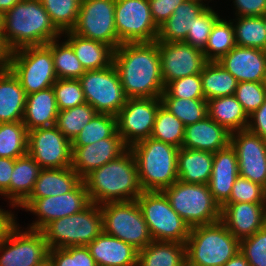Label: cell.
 Listing matches in <instances>:
<instances>
[{
    "label": "cell",
    "mask_w": 266,
    "mask_h": 266,
    "mask_svg": "<svg viewBox=\"0 0 266 266\" xmlns=\"http://www.w3.org/2000/svg\"><path fill=\"white\" fill-rule=\"evenodd\" d=\"M262 18L264 20V24H265V27H266V12L262 15Z\"/></svg>",
    "instance_id": "cell-63"
},
{
    "label": "cell",
    "mask_w": 266,
    "mask_h": 266,
    "mask_svg": "<svg viewBox=\"0 0 266 266\" xmlns=\"http://www.w3.org/2000/svg\"><path fill=\"white\" fill-rule=\"evenodd\" d=\"M234 95L249 116L264 103L266 82H238Z\"/></svg>",
    "instance_id": "cell-49"
},
{
    "label": "cell",
    "mask_w": 266,
    "mask_h": 266,
    "mask_svg": "<svg viewBox=\"0 0 266 266\" xmlns=\"http://www.w3.org/2000/svg\"><path fill=\"white\" fill-rule=\"evenodd\" d=\"M81 181L82 178L71 167L41 169L34 188L27 199L66 194Z\"/></svg>",
    "instance_id": "cell-30"
},
{
    "label": "cell",
    "mask_w": 266,
    "mask_h": 266,
    "mask_svg": "<svg viewBox=\"0 0 266 266\" xmlns=\"http://www.w3.org/2000/svg\"><path fill=\"white\" fill-rule=\"evenodd\" d=\"M97 112L88 103L59 111L55 126L71 142Z\"/></svg>",
    "instance_id": "cell-42"
},
{
    "label": "cell",
    "mask_w": 266,
    "mask_h": 266,
    "mask_svg": "<svg viewBox=\"0 0 266 266\" xmlns=\"http://www.w3.org/2000/svg\"><path fill=\"white\" fill-rule=\"evenodd\" d=\"M236 46L232 19L219 18L208 37L203 53L207 61H219Z\"/></svg>",
    "instance_id": "cell-39"
},
{
    "label": "cell",
    "mask_w": 266,
    "mask_h": 266,
    "mask_svg": "<svg viewBox=\"0 0 266 266\" xmlns=\"http://www.w3.org/2000/svg\"><path fill=\"white\" fill-rule=\"evenodd\" d=\"M186 247L179 242L152 241L138 251V266H185Z\"/></svg>",
    "instance_id": "cell-34"
},
{
    "label": "cell",
    "mask_w": 266,
    "mask_h": 266,
    "mask_svg": "<svg viewBox=\"0 0 266 266\" xmlns=\"http://www.w3.org/2000/svg\"><path fill=\"white\" fill-rule=\"evenodd\" d=\"M264 212H265V222H266V192H265V199H264Z\"/></svg>",
    "instance_id": "cell-62"
},
{
    "label": "cell",
    "mask_w": 266,
    "mask_h": 266,
    "mask_svg": "<svg viewBox=\"0 0 266 266\" xmlns=\"http://www.w3.org/2000/svg\"><path fill=\"white\" fill-rule=\"evenodd\" d=\"M160 98L205 99L200 74L169 82Z\"/></svg>",
    "instance_id": "cell-47"
},
{
    "label": "cell",
    "mask_w": 266,
    "mask_h": 266,
    "mask_svg": "<svg viewBox=\"0 0 266 266\" xmlns=\"http://www.w3.org/2000/svg\"><path fill=\"white\" fill-rule=\"evenodd\" d=\"M51 22L61 32L75 26L82 0H40Z\"/></svg>",
    "instance_id": "cell-43"
},
{
    "label": "cell",
    "mask_w": 266,
    "mask_h": 266,
    "mask_svg": "<svg viewBox=\"0 0 266 266\" xmlns=\"http://www.w3.org/2000/svg\"><path fill=\"white\" fill-rule=\"evenodd\" d=\"M61 36L40 0H21L3 14L2 39L10 53L46 45Z\"/></svg>",
    "instance_id": "cell-2"
},
{
    "label": "cell",
    "mask_w": 266,
    "mask_h": 266,
    "mask_svg": "<svg viewBox=\"0 0 266 266\" xmlns=\"http://www.w3.org/2000/svg\"><path fill=\"white\" fill-rule=\"evenodd\" d=\"M39 164L30 156L15 159L10 180V207H19L31 194L41 171Z\"/></svg>",
    "instance_id": "cell-32"
},
{
    "label": "cell",
    "mask_w": 266,
    "mask_h": 266,
    "mask_svg": "<svg viewBox=\"0 0 266 266\" xmlns=\"http://www.w3.org/2000/svg\"><path fill=\"white\" fill-rule=\"evenodd\" d=\"M207 102L208 116L228 132L247 129L249 116L235 95L217 97Z\"/></svg>",
    "instance_id": "cell-33"
},
{
    "label": "cell",
    "mask_w": 266,
    "mask_h": 266,
    "mask_svg": "<svg viewBox=\"0 0 266 266\" xmlns=\"http://www.w3.org/2000/svg\"><path fill=\"white\" fill-rule=\"evenodd\" d=\"M113 65L128 98H156L164 92L157 40L120 44Z\"/></svg>",
    "instance_id": "cell-1"
},
{
    "label": "cell",
    "mask_w": 266,
    "mask_h": 266,
    "mask_svg": "<svg viewBox=\"0 0 266 266\" xmlns=\"http://www.w3.org/2000/svg\"><path fill=\"white\" fill-rule=\"evenodd\" d=\"M129 149L134 154L143 191H162L178 180L179 148L149 137Z\"/></svg>",
    "instance_id": "cell-4"
},
{
    "label": "cell",
    "mask_w": 266,
    "mask_h": 266,
    "mask_svg": "<svg viewBox=\"0 0 266 266\" xmlns=\"http://www.w3.org/2000/svg\"><path fill=\"white\" fill-rule=\"evenodd\" d=\"M230 132L209 116L185 126L182 148L215 153L230 144Z\"/></svg>",
    "instance_id": "cell-25"
},
{
    "label": "cell",
    "mask_w": 266,
    "mask_h": 266,
    "mask_svg": "<svg viewBox=\"0 0 266 266\" xmlns=\"http://www.w3.org/2000/svg\"><path fill=\"white\" fill-rule=\"evenodd\" d=\"M186 265L223 266L240 250V241L218 222L192 227L185 243Z\"/></svg>",
    "instance_id": "cell-5"
},
{
    "label": "cell",
    "mask_w": 266,
    "mask_h": 266,
    "mask_svg": "<svg viewBox=\"0 0 266 266\" xmlns=\"http://www.w3.org/2000/svg\"><path fill=\"white\" fill-rule=\"evenodd\" d=\"M21 229L16 221L0 242V266H35L49 257L43 233Z\"/></svg>",
    "instance_id": "cell-12"
},
{
    "label": "cell",
    "mask_w": 266,
    "mask_h": 266,
    "mask_svg": "<svg viewBox=\"0 0 266 266\" xmlns=\"http://www.w3.org/2000/svg\"><path fill=\"white\" fill-rule=\"evenodd\" d=\"M27 154L42 169L68 168L72 164V143L53 125L28 131Z\"/></svg>",
    "instance_id": "cell-17"
},
{
    "label": "cell",
    "mask_w": 266,
    "mask_h": 266,
    "mask_svg": "<svg viewBox=\"0 0 266 266\" xmlns=\"http://www.w3.org/2000/svg\"><path fill=\"white\" fill-rule=\"evenodd\" d=\"M13 213L12 210L6 211L0 207V242L7 230L16 222L17 217Z\"/></svg>",
    "instance_id": "cell-56"
},
{
    "label": "cell",
    "mask_w": 266,
    "mask_h": 266,
    "mask_svg": "<svg viewBox=\"0 0 266 266\" xmlns=\"http://www.w3.org/2000/svg\"><path fill=\"white\" fill-rule=\"evenodd\" d=\"M59 113L53 87L26 95L22 122L27 131L55 125Z\"/></svg>",
    "instance_id": "cell-27"
},
{
    "label": "cell",
    "mask_w": 266,
    "mask_h": 266,
    "mask_svg": "<svg viewBox=\"0 0 266 266\" xmlns=\"http://www.w3.org/2000/svg\"><path fill=\"white\" fill-rule=\"evenodd\" d=\"M103 232L140 251L153 241L142 210L136 200L100 205Z\"/></svg>",
    "instance_id": "cell-8"
},
{
    "label": "cell",
    "mask_w": 266,
    "mask_h": 266,
    "mask_svg": "<svg viewBox=\"0 0 266 266\" xmlns=\"http://www.w3.org/2000/svg\"><path fill=\"white\" fill-rule=\"evenodd\" d=\"M221 221L240 241L266 225L264 203H225L221 207Z\"/></svg>",
    "instance_id": "cell-22"
},
{
    "label": "cell",
    "mask_w": 266,
    "mask_h": 266,
    "mask_svg": "<svg viewBox=\"0 0 266 266\" xmlns=\"http://www.w3.org/2000/svg\"><path fill=\"white\" fill-rule=\"evenodd\" d=\"M218 62L238 82H266V51L235 46Z\"/></svg>",
    "instance_id": "cell-21"
},
{
    "label": "cell",
    "mask_w": 266,
    "mask_h": 266,
    "mask_svg": "<svg viewBox=\"0 0 266 266\" xmlns=\"http://www.w3.org/2000/svg\"><path fill=\"white\" fill-rule=\"evenodd\" d=\"M9 55L6 45L3 42L2 34H0V70L7 69L9 66Z\"/></svg>",
    "instance_id": "cell-57"
},
{
    "label": "cell",
    "mask_w": 266,
    "mask_h": 266,
    "mask_svg": "<svg viewBox=\"0 0 266 266\" xmlns=\"http://www.w3.org/2000/svg\"><path fill=\"white\" fill-rule=\"evenodd\" d=\"M128 147L122 138H106L82 147H72L71 168L83 179L94 169L115 160Z\"/></svg>",
    "instance_id": "cell-20"
},
{
    "label": "cell",
    "mask_w": 266,
    "mask_h": 266,
    "mask_svg": "<svg viewBox=\"0 0 266 266\" xmlns=\"http://www.w3.org/2000/svg\"><path fill=\"white\" fill-rule=\"evenodd\" d=\"M150 11L155 24L159 27L173 14L174 10L184 0H148Z\"/></svg>",
    "instance_id": "cell-52"
},
{
    "label": "cell",
    "mask_w": 266,
    "mask_h": 266,
    "mask_svg": "<svg viewBox=\"0 0 266 266\" xmlns=\"http://www.w3.org/2000/svg\"><path fill=\"white\" fill-rule=\"evenodd\" d=\"M54 39L46 44L52 51L54 68L58 79H79L85 69L76 57L72 46L65 40Z\"/></svg>",
    "instance_id": "cell-38"
},
{
    "label": "cell",
    "mask_w": 266,
    "mask_h": 266,
    "mask_svg": "<svg viewBox=\"0 0 266 266\" xmlns=\"http://www.w3.org/2000/svg\"><path fill=\"white\" fill-rule=\"evenodd\" d=\"M62 36L65 38L63 40L72 46L85 71L107 68L113 64L114 49L107 44L82 37L71 31L63 32Z\"/></svg>",
    "instance_id": "cell-28"
},
{
    "label": "cell",
    "mask_w": 266,
    "mask_h": 266,
    "mask_svg": "<svg viewBox=\"0 0 266 266\" xmlns=\"http://www.w3.org/2000/svg\"><path fill=\"white\" fill-rule=\"evenodd\" d=\"M219 18V14L208 5V7L194 19V24L192 28L189 29L184 43L203 51L212 28Z\"/></svg>",
    "instance_id": "cell-45"
},
{
    "label": "cell",
    "mask_w": 266,
    "mask_h": 266,
    "mask_svg": "<svg viewBox=\"0 0 266 266\" xmlns=\"http://www.w3.org/2000/svg\"><path fill=\"white\" fill-rule=\"evenodd\" d=\"M102 231V211L95 203L79 213L54 220L41 230L49 249L87 246Z\"/></svg>",
    "instance_id": "cell-7"
},
{
    "label": "cell",
    "mask_w": 266,
    "mask_h": 266,
    "mask_svg": "<svg viewBox=\"0 0 266 266\" xmlns=\"http://www.w3.org/2000/svg\"><path fill=\"white\" fill-rule=\"evenodd\" d=\"M72 33L107 44H122L115 28V0H82Z\"/></svg>",
    "instance_id": "cell-14"
},
{
    "label": "cell",
    "mask_w": 266,
    "mask_h": 266,
    "mask_svg": "<svg viewBox=\"0 0 266 266\" xmlns=\"http://www.w3.org/2000/svg\"><path fill=\"white\" fill-rule=\"evenodd\" d=\"M230 145L236 151L239 176L266 189V139L246 129L231 133Z\"/></svg>",
    "instance_id": "cell-18"
},
{
    "label": "cell",
    "mask_w": 266,
    "mask_h": 266,
    "mask_svg": "<svg viewBox=\"0 0 266 266\" xmlns=\"http://www.w3.org/2000/svg\"><path fill=\"white\" fill-rule=\"evenodd\" d=\"M91 203L136 200L143 192L134 154L128 148L115 160L94 169L82 179Z\"/></svg>",
    "instance_id": "cell-3"
},
{
    "label": "cell",
    "mask_w": 266,
    "mask_h": 266,
    "mask_svg": "<svg viewBox=\"0 0 266 266\" xmlns=\"http://www.w3.org/2000/svg\"><path fill=\"white\" fill-rule=\"evenodd\" d=\"M238 176L237 155L230 144L213 153L212 174L208 187L220 207L229 200L233 184Z\"/></svg>",
    "instance_id": "cell-23"
},
{
    "label": "cell",
    "mask_w": 266,
    "mask_h": 266,
    "mask_svg": "<svg viewBox=\"0 0 266 266\" xmlns=\"http://www.w3.org/2000/svg\"><path fill=\"white\" fill-rule=\"evenodd\" d=\"M184 131V124L161 104L155 116L151 137L180 149Z\"/></svg>",
    "instance_id": "cell-41"
},
{
    "label": "cell",
    "mask_w": 266,
    "mask_h": 266,
    "mask_svg": "<svg viewBox=\"0 0 266 266\" xmlns=\"http://www.w3.org/2000/svg\"><path fill=\"white\" fill-rule=\"evenodd\" d=\"M53 266H97L87 246L49 249Z\"/></svg>",
    "instance_id": "cell-48"
},
{
    "label": "cell",
    "mask_w": 266,
    "mask_h": 266,
    "mask_svg": "<svg viewBox=\"0 0 266 266\" xmlns=\"http://www.w3.org/2000/svg\"><path fill=\"white\" fill-rule=\"evenodd\" d=\"M8 68L19 79L26 95L48 89L58 79L52 51L47 45L29 46L11 52Z\"/></svg>",
    "instance_id": "cell-9"
},
{
    "label": "cell",
    "mask_w": 266,
    "mask_h": 266,
    "mask_svg": "<svg viewBox=\"0 0 266 266\" xmlns=\"http://www.w3.org/2000/svg\"><path fill=\"white\" fill-rule=\"evenodd\" d=\"M106 138H121L117 133L116 116L96 113L71 143L72 147H82Z\"/></svg>",
    "instance_id": "cell-37"
},
{
    "label": "cell",
    "mask_w": 266,
    "mask_h": 266,
    "mask_svg": "<svg viewBox=\"0 0 266 266\" xmlns=\"http://www.w3.org/2000/svg\"><path fill=\"white\" fill-rule=\"evenodd\" d=\"M161 102L184 126L208 116V102L205 99L161 98Z\"/></svg>",
    "instance_id": "cell-44"
},
{
    "label": "cell",
    "mask_w": 266,
    "mask_h": 266,
    "mask_svg": "<svg viewBox=\"0 0 266 266\" xmlns=\"http://www.w3.org/2000/svg\"><path fill=\"white\" fill-rule=\"evenodd\" d=\"M15 159L0 157V195L10 204V180L14 170Z\"/></svg>",
    "instance_id": "cell-54"
},
{
    "label": "cell",
    "mask_w": 266,
    "mask_h": 266,
    "mask_svg": "<svg viewBox=\"0 0 266 266\" xmlns=\"http://www.w3.org/2000/svg\"><path fill=\"white\" fill-rule=\"evenodd\" d=\"M87 248L97 266H138V250L103 231Z\"/></svg>",
    "instance_id": "cell-24"
},
{
    "label": "cell",
    "mask_w": 266,
    "mask_h": 266,
    "mask_svg": "<svg viewBox=\"0 0 266 266\" xmlns=\"http://www.w3.org/2000/svg\"><path fill=\"white\" fill-rule=\"evenodd\" d=\"M213 153L180 148L178 151V180L185 183L208 184L212 174Z\"/></svg>",
    "instance_id": "cell-31"
},
{
    "label": "cell",
    "mask_w": 266,
    "mask_h": 266,
    "mask_svg": "<svg viewBox=\"0 0 266 266\" xmlns=\"http://www.w3.org/2000/svg\"><path fill=\"white\" fill-rule=\"evenodd\" d=\"M28 131L22 121L0 123V157L16 159L27 155Z\"/></svg>",
    "instance_id": "cell-40"
},
{
    "label": "cell",
    "mask_w": 266,
    "mask_h": 266,
    "mask_svg": "<svg viewBox=\"0 0 266 266\" xmlns=\"http://www.w3.org/2000/svg\"><path fill=\"white\" fill-rule=\"evenodd\" d=\"M153 241L186 243L191 228L171 207L162 191H143L136 199Z\"/></svg>",
    "instance_id": "cell-10"
},
{
    "label": "cell",
    "mask_w": 266,
    "mask_h": 266,
    "mask_svg": "<svg viewBox=\"0 0 266 266\" xmlns=\"http://www.w3.org/2000/svg\"><path fill=\"white\" fill-rule=\"evenodd\" d=\"M91 204L89 194L82 180L72 191L57 196L39 199H26L20 206L22 210L37 218L27 229L41 231L50 222L81 212Z\"/></svg>",
    "instance_id": "cell-13"
},
{
    "label": "cell",
    "mask_w": 266,
    "mask_h": 266,
    "mask_svg": "<svg viewBox=\"0 0 266 266\" xmlns=\"http://www.w3.org/2000/svg\"><path fill=\"white\" fill-rule=\"evenodd\" d=\"M115 28L121 43L157 40L148 0H115Z\"/></svg>",
    "instance_id": "cell-15"
},
{
    "label": "cell",
    "mask_w": 266,
    "mask_h": 266,
    "mask_svg": "<svg viewBox=\"0 0 266 266\" xmlns=\"http://www.w3.org/2000/svg\"><path fill=\"white\" fill-rule=\"evenodd\" d=\"M21 0H0V12L3 14L12 9Z\"/></svg>",
    "instance_id": "cell-59"
},
{
    "label": "cell",
    "mask_w": 266,
    "mask_h": 266,
    "mask_svg": "<svg viewBox=\"0 0 266 266\" xmlns=\"http://www.w3.org/2000/svg\"><path fill=\"white\" fill-rule=\"evenodd\" d=\"M162 192L172 209L190 228L221 220V207L214 200L208 184L185 183L177 180Z\"/></svg>",
    "instance_id": "cell-6"
},
{
    "label": "cell",
    "mask_w": 266,
    "mask_h": 266,
    "mask_svg": "<svg viewBox=\"0 0 266 266\" xmlns=\"http://www.w3.org/2000/svg\"><path fill=\"white\" fill-rule=\"evenodd\" d=\"M25 103L19 79L9 68L0 70V123L22 121Z\"/></svg>",
    "instance_id": "cell-29"
},
{
    "label": "cell",
    "mask_w": 266,
    "mask_h": 266,
    "mask_svg": "<svg viewBox=\"0 0 266 266\" xmlns=\"http://www.w3.org/2000/svg\"><path fill=\"white\" fill-rule=\"evenodd\" d=\"M3 31V13L0 12V34H2Z\"/></svg>",
    "instance_id": "cell-61"
},
{
    "label": "cell",
    "mask_w": 266,
    "mask_h": 266,
    "mask_svg": "<svg viewBox=\"0 0 266 266\" xmlns=\"http://www.w3.org/2000/svg\"><path fill=\"white\" fill-rule=\"evenodd\" d=\"M206 0H184L163 24L159 26L158 42H184L194 19L207 7ZM207 5V6H206Z\"/></svg>",
    "instance_id": "cell-26"
},
{
    "label": "cell",
    "mask_w": 266,
    "mask_h": 266,
    "mask_svg": "<svg viewBox=\"0 0 266 266\" xmlns=\"http://www.w3.org/2000/svg\"><path fill=\"white\" fill-rule=\"evenodd\" d=\"M161 75L166 86L169 82L193 74H200L208 62L202 50L184 42H158Z\"/></svg>",
    "instance_id": "cell-19"
},
{
    "label": "cell",
    "mask_w": 266,
    "mask_h": 266,
    "mask_svg": "<svg viewBox=\"0 0 266 266\" xmlns=\"http://www.w3.org/2000/svg\"><path fill=\"white\" fill-rule=\"evenodd\" d=\"M247 130L266 139V99L256 111L249 115Z\"/></svg>",
    "instance_id": "cell-55"
},
{
    "label": "cell",
    "mask_w": 266,
    "mask_h": 266,
    "mask_svg": "<svg viewBox=\"0 0 266 266\" xmlns=\"http://www.w3.org/2000/svg\"><path fill=\"white\" fill-rule=\"evenodd\" d=\"M86 103L97 113L117 115L127 102L124 89L114 65L98 70H87L79 78Z\"/></svg>",
    "instance_id": "cell-11"
},
{
    "label": "cell",
    "mask_w": 266,
    "mask_h": 266,
    "mask_svg": "<svg viewBox=\"0 0 266 266\" xmlns=\"http://www.w3.org/2000/svg\"><path fill=\"white\" fill-rule=\"evenodd\" d=\"M266 189L247 178L238 176L226 203H264Z\"/></svg>",
    "instance_id": "cell-51"
},
{
    "label": "cell",
    "mask_w": 266,
    "mask_h": 266,
    "mask_svg": "<svg viewBox=\"0 0 266 266\" xmlns=\"http://www.w3.org/2000/svg\"><path fill=\"white\" fill-rule=\"evenodd\" d=\"M239 251L250 266H266V225L253 235L240 240Z\"/></svg>",
    "instance_id": "cell-50"
},
{
    "label": "cell",
    "mask_w": 266,
    "mask_h": 266,
    "mask_svg": "<svg viewBox=\"0 0 266 266\" xmlns=\"http://www.w3.org/2000/svg\"><path fill=\"white\" fill-rule=\"evenodd\" d=\"M35 266H53V263H52L51 259L48 257L44 261H42L41 263H39Z\"/></svg>",
    "instance_id": "cell-60"
},
{
    "label": "cell",
    "mask_w": 266,
    "mask_h": 266,
    "mask_svg": "<svg viewBox=\"0 0 266 266\" xmlns=\"http://www.w3.org/2000/svg\"><path fill=\"white\" fill-rule=\"evenodd\" d=\"M205 100L234 95L238 81L218 61H208L200 73Z\"/></svg>",
    "instance_id": "cell-35"
},
{
    "label": "cell",
    "mask_w": 266,
    "mask_h": 266,
    "mask_svg": "<svg viewBox=\"0 0 266 266\" xmlns=\"http://www.w3.org/2000/svg\"><path fill=\"white\" fill-rule=\"evenodd\" d=\"M235 16H262L266 12V0H233Z\"/></svg>",
    "instance_id": "cell-53"
},
{
    "label": "cell",
    "mask_w": 266,
    "mask_h": 266,
    "mask_svg": "<svg viewBox=\"0 0 266 266\" xmlns=\"http://www.w3.org/2000/svg\"><path fill=\"white\" fill-rule=\"evenodd\" d=\"M223 266H250L244 255L239 251L237 254L228 260Z\"/></svg>",
    "instance_id": "cell-58"
},
{
    "label": "cell",
    "mask_w": 266,
    "mask_h": 266,
    "mask_svg": "<svg viewBox=\"0 0 266 266\" xmlns=\"http://www.w3.org/2000/svg\"><path fill=\"white\" fill-rule=\"evenodd\" d=\"M52 87L59 111L86 103L79 79H57Z\"/></svg>",
    "instance_id": "cell-46"
},
{
    "label": "cell",
    "mask_w": 266,
    "mask_h": 266,
    "mask_svg": "<svg viewBox=\"0 0 266 266\" xmlns=\"http://www.w3.org/2000/svg\"><path fill=\"white\" fill-rule=\"evenodd\" d=\"M236 46L266 51V27L262 16H241L232 20Z\"/></svg>",
    "instance_id": "cell-36"
},
{
    "label": "cell",
    "mask_w": 266,
    "mask_h": 266,
    "mask_svg": "<svg viewBox=\"0 0 266 266\" xmlns=\"http://www.w3.org/2000/svg\"><path fill=\"white\" fill-rule=\"evenodd\" d=\"M161 104L160 97L127 99L116 119L117 133L128 148L151 137L155 116Z\"/></svg>",
    "instance_id": "cell-16"
}]
</instances>
